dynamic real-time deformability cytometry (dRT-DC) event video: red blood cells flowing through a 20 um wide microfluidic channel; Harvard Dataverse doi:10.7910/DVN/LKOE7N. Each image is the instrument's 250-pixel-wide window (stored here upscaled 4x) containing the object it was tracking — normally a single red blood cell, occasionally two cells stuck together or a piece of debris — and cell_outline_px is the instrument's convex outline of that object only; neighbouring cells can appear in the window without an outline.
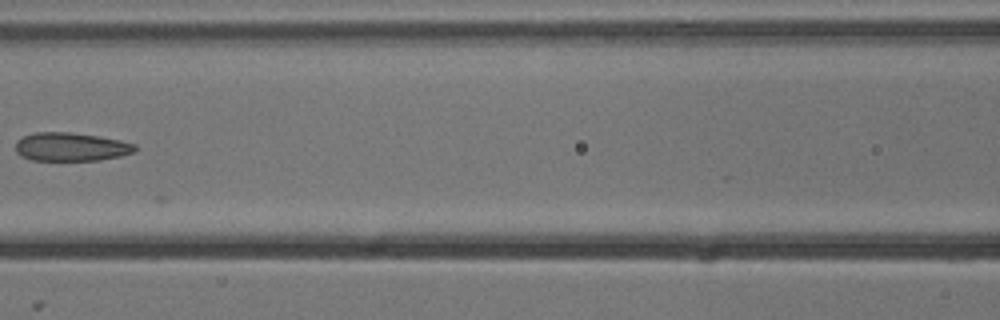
{"species": "common noctule bat (a hibernating species)", "species_latin": "Nyctalus noctula", "temperature_condition": "cold", "stored_images_in_passage": 8, "camera_frame_rate_fps": 3000, "um_per_image_px": 0.085, "animal": {"sex": "male", "body_mass_g": 13.3}, "frame": {"image": 1, "passage_image": 6, "time_ms": 1.667, "image_size_px": [1000, 320], "cell_outline_px": [[136, 152], [120, 156], [100, 160], [32, 160], [20, 156], [16, 152], [16, 140], [24, 136], [36, 132], [68, 132], [96, 136], [120, 140], [136, 144]], "centroid_in_image_um": [6.03, 12.48], "position_along_channel_um": 160.6, "area_um2": 19.83}}
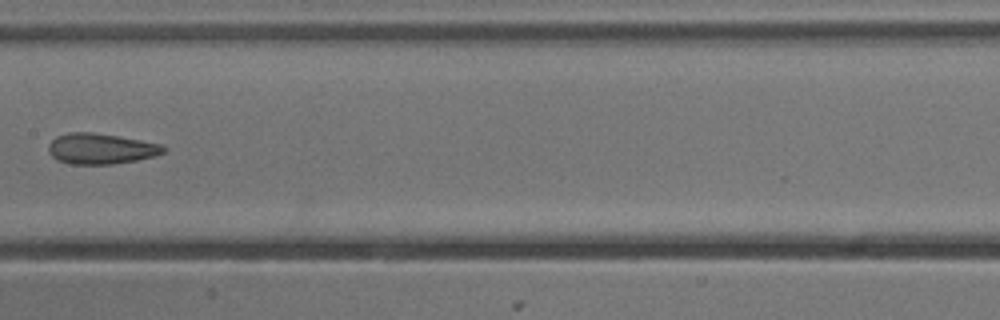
{"frame": {"image": 2, "passage_image": 7, "time_ms": 2.0, "image_size_px": [1000, 320], "cell_outline_px": [[168, 148], [164, 152], [156, 156], [136, 160], [112, 164], [72, 164], [56, 160], [48, 152], [48, 144], [56, 136], [68, 132], [92, 132], [164, 144]], "centroid_in_image_um": [8.58, 12.64], "position_along_channel_um": 198.8, "area_um2": 20.69}}